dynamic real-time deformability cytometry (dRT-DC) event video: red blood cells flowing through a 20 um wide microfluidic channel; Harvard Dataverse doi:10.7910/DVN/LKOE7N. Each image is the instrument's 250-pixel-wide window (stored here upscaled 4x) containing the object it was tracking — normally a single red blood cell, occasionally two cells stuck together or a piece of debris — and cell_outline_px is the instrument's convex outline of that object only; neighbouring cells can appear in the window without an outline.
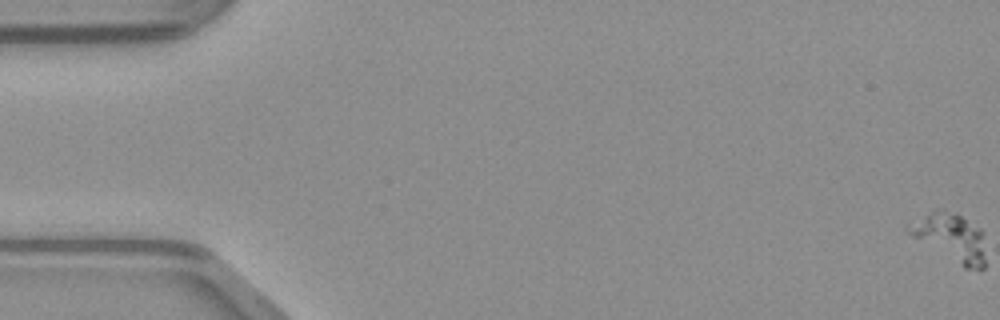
{"species": "common noctule bat (a hibernating species)", "species_latin": "Nyctalus noctula", "temperature_condition": "warm", "stored_images_in_passage": 16, "camera_frame_rate_fps": 3000, "um_per_image_px": 0.085, "animal": {"sex": "male", "body_mass_g": 23.1, "forearm_length_mm": 52.7}, "frame": {"image": 1, "passage_image": 1, "time_ms": 0.0, "image_size_px": [1000, 320], "cell_outline_px": [[984, 268], [980, 272], [964, 268], [908, 232], [904, 228], [904, 224], [936, 208], [944, 208], [956, 212], [980, 228], [984, 232]], "centroid_in_image_um": [80.83, 20.14], "position_along_channel_um": 4.2, "area_um2": 21.85}}
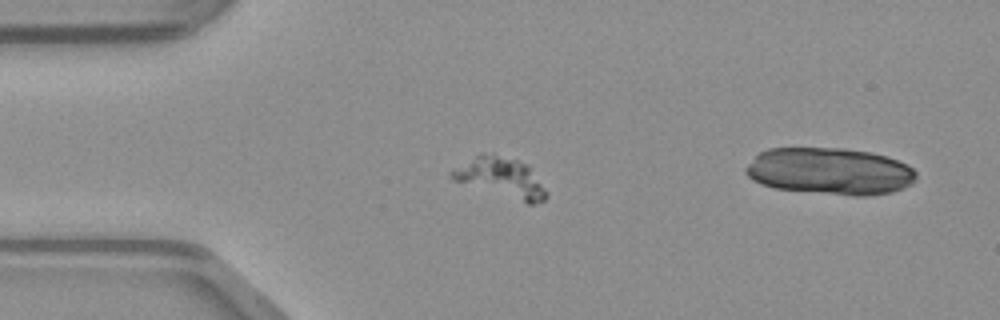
{"frame": {"image": 2, "passage_image": 14, "time_ms": 4.333, "image_size_px": [1000, 320], "cell_outline_px": [[548, 196], [544, 200], [532, 204], [528, 204], [452, 180], [448, 176], [448, 172], [480, 152], [492, 152], [528, 164], [548, 192]], "centroid_in_image_um": [42.57, 15.08], "position_along_channel_um": 42.4, "area_um2": 22.25}}